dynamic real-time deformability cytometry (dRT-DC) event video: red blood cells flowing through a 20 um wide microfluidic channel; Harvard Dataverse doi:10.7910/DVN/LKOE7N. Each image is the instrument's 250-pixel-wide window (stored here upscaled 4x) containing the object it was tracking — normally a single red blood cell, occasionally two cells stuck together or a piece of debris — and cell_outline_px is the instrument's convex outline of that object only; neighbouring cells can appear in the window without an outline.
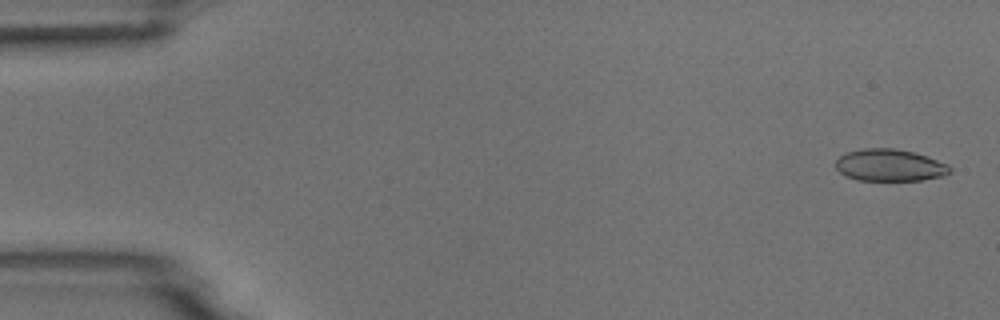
{"species": "common noctule bat (a hibernating species)", "species_latin": "Nyctalus noctula", "temperature_condition": "room temperature", "stored_images_in_passage": 5, "camera_frame_rate_fps": 3000, "um_per_image_px": 0.085, "animal": {"sex": "male", "body_mass_g": 18.8}, "frame": {"image": 1, "passage_image": 1, "time_ms": 0.0, "image_size_px": [1000, 320], "cell_outline_px": [[952, 172], [944, 176], [924, 180], [856, 180], [840, 172], [836, 168], [836, 160], [844, 152], [864, 148], [892, 148], [912, 152], [928, 156], [948, 164], [952, 168]], "centroid_in_image_um": [75.66, 14.04], "position_along_channel_um": 9.3, "area_um2": 21.44}}
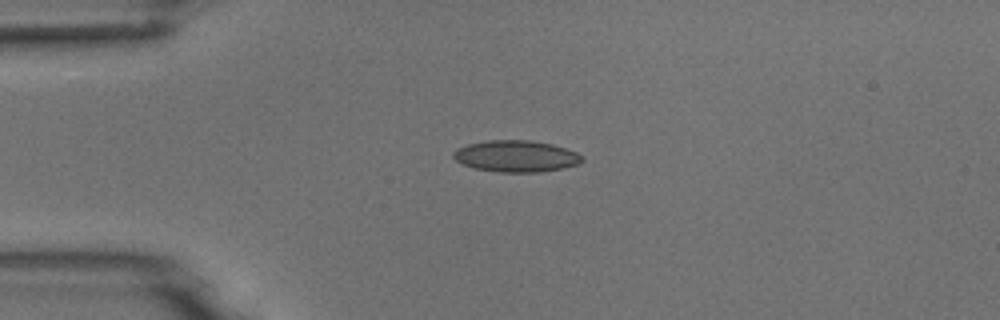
{"frame": {"image": 2, "passage_image": 4, "time_ms": 3.667, "image_size_px": [1000, 320], "cell_outline_px": [[584, 160], [580, 164], [564, 168], [540, 172], [500, 172], [472, 168], [456, 160], [452, 156], [452, 152], [456, 148], [468, 144], [488, 140], [528, 140], [552, 144], [576, 152], [584, 156]], "centroid_in_image_um": [43.88, 13.28], "position_along_channel_um": 41.1, "area_um2": 23.81}}